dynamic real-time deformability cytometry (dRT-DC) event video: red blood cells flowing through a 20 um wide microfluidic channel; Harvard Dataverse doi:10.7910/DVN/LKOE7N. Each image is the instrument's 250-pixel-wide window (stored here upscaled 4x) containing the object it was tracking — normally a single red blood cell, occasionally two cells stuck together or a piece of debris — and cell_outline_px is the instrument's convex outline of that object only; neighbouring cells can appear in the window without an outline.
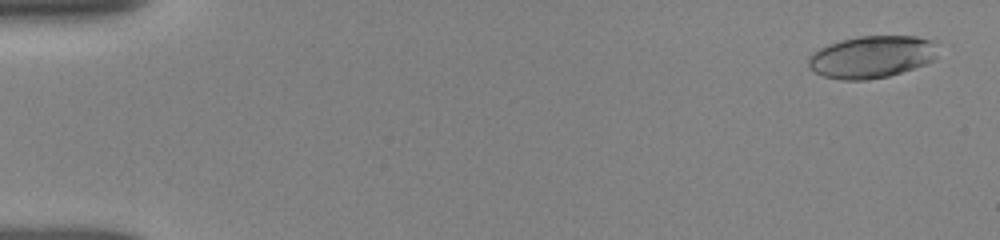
{"species": "human", "species_latin": "Homo sapiens", "temperature_condition": "room temperature", "stored_images_in_passage": 51, "camera_frame_rate_fps": 3000, "um_per_image_px": 0.085, "donor": {"sex": "female"}, "frame": {"image": 1, "passage_image": 2, "time_ms": 0.333, "image_size_px": [1000, 240], "cell_outline_px": [[936, 56], [932, 60], [924, 64], [888, 76], [868, 80], [844, 80], [824, 76], [808, 68], [808, 60], [820, 48], [828, 44], [860, 36], [916, 36], [936, 40]], "centroid_in_image_um": [74.12, 4.83], "position_along_channel_um": 10.9, "area_um2": 31.56}}
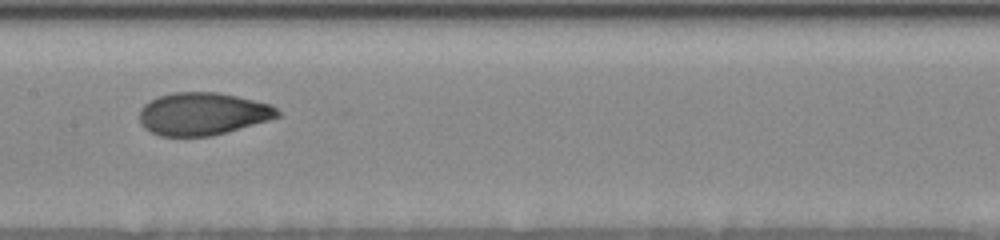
{"frame": {"image": 2, "passage_image": 27, "time_ms": 8.667, "image_size_px": [1000, 240], "cell_outline_px": [[280, 116], [268, 120], [212, 136], [160, 136], [144, 128], [140, 120], [140, 108], [144, 104], [160, 96], [172, 92], [220, 92], [272, 104], [280, 112]], "centroid_in_image_um": [17.24, 9.67], "position_along_channel_um": 190.2, "area_um2": 34.22}}
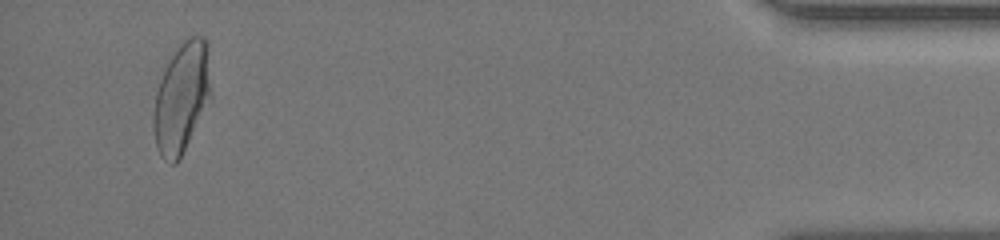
{"frame": {"image": 3, "passage_image": 49, "time_ms": 16.333, "image_size_px": [1000, 240], "cell_outline_px": [[212, 92], [176, 164], [172, 164], [164, 160], [160, 156], [156, 148], [152, 128], [152, 120], [156, 92], [160, 80], [172, 48], [188, 36], [204, 36], [208, 40]], "centroid_in_image_um": [15.42, 8.19], "position_along_channel_um": 419.8, "area_um2": 37.22}, "authors_computed_cell_mechanics": {"area_um2": 33.9286, "velocity_mm_per_s": 3.8584, "shape_relaxation_time_tau1_ms": 4.5656, "shape_relaxation_time_tau2_ms": 1.1723, "deformation_change_tau1": 0.1577, "deformation_change_tau2": 0.0608}}